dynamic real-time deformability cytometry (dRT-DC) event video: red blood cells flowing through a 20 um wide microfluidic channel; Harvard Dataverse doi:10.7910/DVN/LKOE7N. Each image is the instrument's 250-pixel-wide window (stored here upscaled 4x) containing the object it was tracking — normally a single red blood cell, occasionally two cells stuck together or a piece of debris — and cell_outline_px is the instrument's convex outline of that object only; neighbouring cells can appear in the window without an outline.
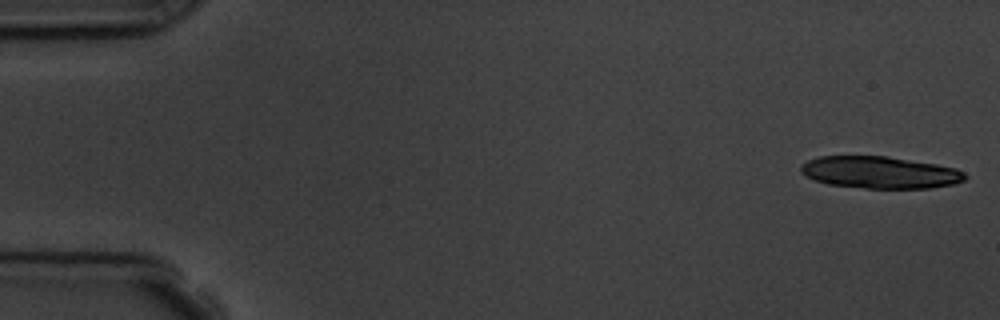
{"species": "common noctule bat (a hibernating species)", "species_latin": "Nyctalus noctula", "temperature_condition": "room temperature", "stored_images_in_passage": 6, "camera_frame_rate_fps": 3000, "um_per_image_px": 0.085, "animal": {"sex": "male", "body_mass_g": 19.5, "forearm_length_mm": 54.6}, "frame": {"image": 1, "passage_image": 1, "time_ms": 0.0, "image_size_px": [1000, 320], "cell_outline_px": [[968, 176], [964, 180], [952, 184], [928, 188], [864, 188], [828, 184], [816, 180], [800, 172], [800, 164], [808, 160], [820, 156], [888, 156], [936, 164], [956, 168], [964, 172]], "centroid_in_image_um": [74.79, 14.65], "position_along_channel_um": 10.2, "area_um2": 30.58}}